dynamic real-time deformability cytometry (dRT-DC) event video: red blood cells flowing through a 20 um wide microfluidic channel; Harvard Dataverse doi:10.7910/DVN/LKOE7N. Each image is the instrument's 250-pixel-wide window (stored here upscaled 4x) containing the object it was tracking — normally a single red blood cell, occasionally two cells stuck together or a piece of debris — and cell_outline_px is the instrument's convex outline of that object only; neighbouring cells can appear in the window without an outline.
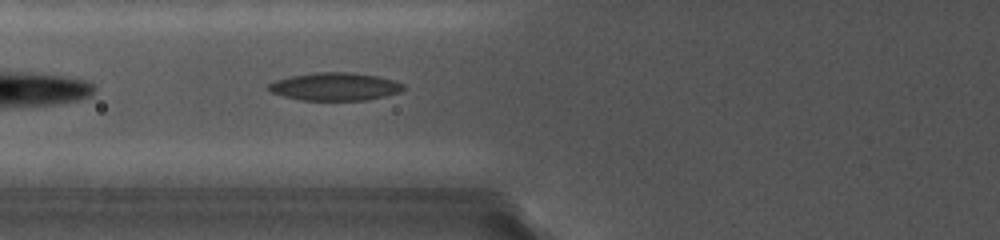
{"species": "common noctule bat (a hibernating species)", "species_latin": "Nyctalus noctula", "temperature_condition": "cold", "stored_images_in_passage": 3, "camera_frame_rate_fps": 5000, "um_per_image_px": 0.085, "animal": {"sex": "female", "body_mass_g": 19.0, "forearm_length_mm": 56.7}, "frame": {"image": 1, "passage_image": 2, "time_ms": 1.2, "image_size_px": [1000, 240], "cell_outline_px": [[408, 88], [400, 92], [384, 96], [364, 100], [300, 100], [268, 92], [268, 84], [276, 80], [288, 76], [316, 72], [352, 72], [376, 76], [396, 80], [404, 84]], "centroid_in_image_um": [28.48, 7.35], "position_along_channel_um": 97.3, "area_um2": 22.14}}